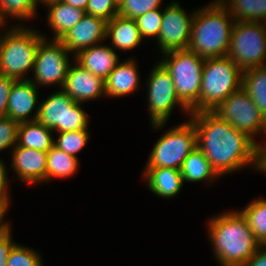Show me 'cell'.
<instances>
[{"label": "cell", "instance_id": "6da1fadb", "mask_svg": "<svg viewBox=\"0 0 266 266\" xmlns=\"http://www.w3.org/2000/svg\"><path fill=\"white\" fill-rule=\"evenodd\" d=\"M189 116L197 131V147L219 177L247 165L254 167L256 141L246 133L221 120L212 111Z\"/></svg>", "mask_w": 266, "mask_h": 266}, {"label": "cell", "instance_id": "7a4b0ae2", "mask_svg": "<svg viewBox=\"0 0 266 266\" xmlns=\"http://www.w3.org/2000/svg\"><path fill=\"white\" fill-rule=\"evenodd\" d=\"M208 228L221 266H243L261 245L240 211L218 214L209 220Z\"/></svg>", "mask_w": 266, "mask_h": 266}, {"label": "cell", "instance_id": "3957f363", "mask_svg": "<svg viewBox=\"0 0 266 266\" xmlns=\"http://www.w3.org/2000/svg\"><path fill=\"white\" fill-rule=\"evenodd\" d=\"M198 10L192 20L187 49L203 58L227 56L234 19L219 0Z\"/></svg>", "mask_w": 266, "mask_h": 266}, {"label": "cell", "instance_id": "277c9868", "mask_svg": "<svg viewBox=\"0 0 266 266\" xmlns=\"http://www.w3.org/2000/svg\"><path fill=\"white\" fill-rule=\"evenodd\" d=\"M163 58L159 63L171 75L180 101L191 113L200 112V87L205 58L188 49L164 52Z\"/></svg>", "mask_w": 266, "mask_h": 266}, {"label": "cell", "instance_id": "5b68a950", "mask_svg": "<svg viewBox=\"0 0 266 266\" xmlns=\"http://www.w3.org/2000/svg\"><path fill=\"white\" fill-rule=\"evenodd\" d=\"M40 32L16 25L0 36V75L16 80L29 79L27 71L34 69Z\"/></svg>", "mask_w": 266, "mask_h": 266}, {"label": "cell", "instance_id": "8992f818", "mask_svg": "<svg viewBox=\"0 0 266 266\" xmlns=\"http://www.w3.org/2000/svg\"><path fill=\"white\" fill-rule=\"evenodd\" d=\"M242 85V70L228 56L205 58L200 87V112L212 111Z\"/></svg>", "mask_w": 266, "mask_h": 266}, {"label": "cell", "instance_id": "52a82bcc", "mask_svg": "<svg viewBox=\"0 0 266 266\" xmlns=\"http://www.w3.org/2000/svg\"><path fill=\"white\" fill-rule=\"evenodd\" d=\"M197 146V131L195 125L189 119L161 135L154 144L146 168H174L180 170L185 158Z\"/></svg>", "mask_w": 266, "mask_h": 266}, {"label": "cell", "instance_id": "ba28073f", "mask_svg": "<svg viewBox=\"0 0 266 266\" xmlns=\"http://www.w3.org/2000/svg\"><path fill=\"white\" fill-rule=\"evenodd\" d=\"M266 23L235 22L227 56L242 70L266 65Z\"/></svg>", "mask_w": 266, "mask_h": 266}, {"label": "cell", "instance_id": "9c48e42d", "mask_svg": "<svg viewBox=\"0 0 266 266\" xmlns=\"http://www.w3.org/2000/svg\"><path fill=\"white\" fill-rule=\"evenodd\" d=\"M63 90L53 93L39 104L37 121L57 133L88 129V115Z\"/></svg>", "mask_w": 266, "mask_h": 266}, {"label": "cell", "instance_id": "30bf717a", "mask_svg": "<svg viewBox=\"0 0 266 266\" xmlns=\"http://www.w3.org/2000/svg\"><path fill=\"white\" fill-rule=\"evenodd\" d=\"M212 112L234 128L254 137L266 132V119L251 97L240 88L230 94Z\"/></svg>", "mask_w": 266, "mask_h": 266}, {"label": "cell", "instance_id": "8fae6325", "mask_svg": "<svg viewBox=\"0 0 266 266\" xmlns=\"http://www.w3.org/2000/svg\"><path fill=\"white\" fill-rule=\"evenodd\" d=\"M148 84V103L150 119L154 129L164 127L173 108L178 105L189 115L191 111L178 98L171 75L158 62L153 67Z\"/></svg>", "mask_w": 266, "mask_h": 266}, {"label": "cell", "instance_id": "7c38bea8", "mask_svg": "<svg viewBox=\"0 0 266 266\" xmlns=\"http://www.w3.org/2000/svg\"><path fill=\"white\" fill-rule=\"evenodd\" d=\"M43 38L38 45L33 69V80L36 86H49L58 84L62 89L65 83L69 63L68 49L60 40H52L50 43Z\"/></svg>", "mask_w": 266, "mask_h": 266}, {"label": "cell", "instance_id": "4fadbf2b", "mask_svg": "<svg viewBox=\"0 0 266 266\" xmlns=\"http://www.w3.org/2000/svg\"><path fill=\"white\" fill-rule=\"evenodd\" d=\"M194 14L195 12H192L188 15L176 1L165 7L157 39L162 53L188 48Z\"/></svg>", "mask_w": 266, "mask_h": 266}, {"label": "cell", "instance_id": "5bb4252c", "mask_svg": "<svg viewBox=\"0 0 266 266\" xmlns=\"http://www.w3.org/2000/svg\"><path fill=\"white\" fill-rule=\"evenodd\" d=\"M107 22L99 17L85 14L60 41L70 53L77 55L80 51L100 44L106 39ZM100 42V43H99Z\"/></svg>", "mask_w": 266, "mask_h": 266}, {"label": "cell", "instance_id": "9a60e30c", "mask_svg": "<svg viewBox=\"0 0 266 266\" xmlns=\"http://www.w3.org/2000/svg\"><path fill=\"white\" fill-rule=\"evenodd\" d=\"M62 90L75 102L83 103L105 95V80L76 62L70 65Z\"/></svg>", "mask_w": 266, "mask_h": 266}, {"label": "cell", "instance_id": "2e32d148", "mask_svg": "<svg viewBox=\"0 0 266 266\" xmlns=\"http://www.w3.org/2000/svg\"><path fill=\"white\" fill-rule=\"evenodd\" d=\"M37 89L30 79L15 80L7 101V116L19 123L36 121L39 113ZM36 106V112L30 117Z\"/></svg>", "mask_w": 266, "mask_h": 266}, {"label": "cell", "instance_id": "e0dca14e", "mask_svg": "<svg viewBox=\"0 0 266 266\" xmlns=\"http://www.w3.org/2000/svg\"><path fill=\"white\" fill-rule=\"evenodd\" d=\"M11 163L17 177L23 182L37 184L47 181V152L16 144Z\"/></svg>", "mask_w": 266, "mask_h": 266}, {"label": "cell", "instance_id": "ac0fdd59", "mask_svg": "<svg viewBox=\"0 0 266 266\" xmlns=\"http://www.w3.org/2000/svg\"><path fill=\"white\" fill-rule=\"evenodd\" d=\"M115 50L111 46L97 44L74 55V60L92 74L105 80L119 62Z\"/></svg>", "mask_w": 266, "mask_h": 266}, {"label": "cell", "instance_id": "d6986e66", "mask_svg": "<svg viewBox=\"0 0 266 266\" xmlns=\"http://www.w3.org/2000/svg\"><path fill=\"white\" fill-rule=\"evenodd\" d=\"M135 60L118 62L105 79V95L122 97L132 94L139 88V73Z\"/></svg>", "mask_w": 266, "mask_h": 266}, {"label": "cell", "instance_id": "ffe728a7", "mask_svg": "<svg viewBox=\"0 0 266 266\" xmlns=\"http://www.w3.org/2000/svg\"><path fill=\"white\" fill-rule=\"evenodd\" d=\"M143 176L147 187L163 198L177 196L184 184L180 170L174 168H145Z\"/></svg>", "mask_w": 266, "mask_h": 266}, {"label": "cell", "instance_id": "44dd1931", "mask_svg": "<svg viewBox=\"0 0 266 266\" xmlns=\"http://www.w3.org/2000/svg\"><path fill=\"white\" fill-rule=\"evenodd\" d=\"M111 39L116 49L128 51L134 49L142 42V38L135 19L120 15L114 16L106 26V38Z\"/></svg>", "mask_w": 266, "mask_h": 266}, {"label": "cell", "instance_id": "7402d4cb", "mask_svg": "<svg viewBox=\"0 0 266 266\" xmlns=\"http://www.w3.org/2000/svg\"><path fill=\"white\" fill-rule=\"evenodd\" d=\"M46 6H48V25L54 31L52 40H60L86 14L81 8L73 7L63 1Z\"/></svg>", "mask_w": 266, "mask_h": 266}, {"label": "cell", "instance_id": "603a6c76", "mask_svg": "<svg viewBox=\"0 0 266 266\" xmlns=\"http://www.w3.org/2000/svg\"><path fill=\"white\" fill-rule=\"evenodd\" d=\"M53 131L36 121L20 122L17 145L48 152L54 146Z\"/></svg>", "mask_w": 266, "mask_h": 266}, {"label": "cell", "instance_id": "cb8c5ba5", "mask_svg": "<svg viewBox=\"0 0 266 266\" xmlns=\"http://www.w3.org/2000/svg\"><path fill=\"white\" fill-rule=\"evenodd\" d=\"M183 182L214 181L219 176L212 169L209 160L204 153L196 147L185 158L180 169Z\"/></svg>", "mask_w": 266, "mask_h": 266}, {"label": "cell", "instance_id": "d4e9b609", "mask_svg": "<svg viewBox=\"0 0 266 266\" xmlns=\"http://www.w3.org/2000/svg\"><path fill=\"white\" fill-rule=\"evenodd\" d=\"M241 88L251 97L266 119V66L242 71Z\"/></svg>", "mask_w": 266, "mask_h": 266}, {"label": "cell", "instance_id": "484cf974", "mask_svg": "<svg viewBox=\"0 0 266 266\" xmlns=\"http://www.w3.org/2000/svg\"><path fill=\"white\" fill-rule=\"evenodd\" d=\"M235 22H266V0H219Z\"/></svg>", "mask_w": 266, "mask_h": 266}, {"label": "cell", "instance_id": "4316f807", "mask_svg": "<svg viewBox=\"0 0 266 266\" xmlns=\"http://www.w3.org/2000/svg\"><path fill=\"white\" fill-rule=\"evenodd\" d=\"M78 158L53 146L47 152V182L56 178H68L78 170Z\"/></svg>", "mask_w": 266, "mask_h": 266}, {"label": "cell", "instance_id": "83f0119b", "mask_svg": "<svg viewBox=\"0 0 266 266\" xmlns=\"http://www.w3.org/2000/svg\"><path fill=\"white\" fill-rule=\"evenodd\" d=\"M247 219L256 240L266 245V200L256 199L240 211Z\"/></svg>", "mask_w": 266, "mask_h": 266}, {"label": "cell", "instance_id": "f1b7e54d", "mask_svg": "<svg viewBox=\"0 0 266 266\" xmlns=\"http://www.w3.org/2000/svg\"><path fill=\"white\" fill-rule=\"evenodd\" d=\"M37 4V0H0V16L5 23L9 16L19 21L28 20L35 15Z\"/></svg>", "mask_w": 266, "mask_h": 266}, {"label": "cell", "instance_id": "f546056e", "mask_svg": "<svg viewBox=\"0 0 266 266\" xmlns=\"http://www.w3.org/2000/svg\"><path fill=\"white\" fill-rule=\"evenodd\" d=\"M89 136L88 129L58 133L57 140H54V146L66 154L77 157L76 154L85 147Z\"/></svg>", "mask_w": 266, "mask_h": 266}, {"label": "cell", "instance_id": "4dcf8cb0", "mask_svg": "<svg viewBox=\"0 0 266 266\" xmlns=\"http://www.w3.org/2000/svg\"><path fill=\"white\" fill-rule=\"evenodd\" d=\"M162 0H123L118 4V15L136 19L153 9H159Z\"/></svg>", "mask_w": 266, "mask_h": 266}, {"label": "cell", "instance_id": "1f68e13d", "mask_svg": "<svg viewBox=\"0 0 266 266\" xmlns=\"http://www.w3.org/2000/svg\"><path fill=\"white\" fill-rule=\"evenodd\" d=\"M162 16V11L153 9L135 19L142 39L145 37H155L156 40L158 39Z\"/></svg>", "mask_w": 266, "mask_h": 266}, {"label": "cell", "instance_id": "d6a6232c", "mask_svg": "<svg viewBox=\"0 0 266 266\" xmlns=\"http://www.w3.org/2000/svg\"><path fill=\"white\" fill-rule=\"evenodd\" d=\"M40 255L34 249L18 245L12 247L7 259V266H43Z\"/></svg>", "mask_w": 266, "mask_h": 266}, {"label": "cell", "instance_id": "836d02e7", "mask_svg": "<svg viewBox=\"0 0 266 266\" xmlns=\"http://www.w3.org/2000/svg\"><path fill=\"white\" fill-rule=\"evenodd\" d=\"M85 12L109 22L118 15V3L115 0H89Z\"/></svg>", "mask_w": 266, "mask_h": 266}, {"label": "cell", "instance_id": "e575fe53", "mask_svg": "<svg viewBox=\"0 0 266 266\" xmlns=\"http://www.w3.org/2000/svg\"><path fill=\"white\" fill-rule=\"evenodd\" d=\"M19 122L9 118L8 116L0 118V151L12 147L17 144ZM14 146V147H13Z\"/></svg>", "mask_w": 266, "mask_h": 266}, {"label": "cell", "instance_id": "d590c367", "mask_svg": "<svg viewBox=\"0 0 266 266\" xmlns=\"http://www.w3.org/2000/svg\"><path fill=\"white\" fill-rule=\"evenodd\" d=\"M11 226L8 224L0 231V266H7L10 250L16 244L12 241Z\"/></svg>", "mask_w": 266, "mask_h": 266}, {"label": "cell", "instance_id": "8d00e7d4", "mask_svg": "<svg viewBox=\"0 0 266 266\" xmlns=\"http://www.w3.org/2000/svg\"><path fill=\"white\" fill-rule=\"evenodd\" d=\"M16 79L0 75V118L7 116V101Z\"/></svg>", "mask_w": 266, "mask_h": 266}, {"label": "cell", "instance_id": "74e56055", "mask_svg": "<svg viewBox=\"0 0 266 266\" xmlns=\"http://www.w3.org/2000/svg\"><path fill=\"white\" fill-rule=\"evenodd\" d=\"M6 164L0 159V205L3 206L6 210L10 205V197L8 193V174L6 171Z\"/></svg>", "mask_w": 266, "mask_h": 266}, {"label": "cell", "instance_id": "f35d334b", "mask_svg": "<svg viewBox=\"0 0 266 266\" xmlns=\"http://www.w3.org/2000/svg\"><path fill=\"white\" fill-rule=\"evenodd\" d=\"M254 169L260 172H266V144H255V164Z\"/></svg>", "mask_w": 266, "mask_h": 266}, {"label": "cell", "instance_id": "ab89813d", "mask_svg": "<svg viewBox=\"0 0 266 266\" xmlns=\"http://www.w3.org/2000/svg\"><path fill=\"white\" fill-rule=\"evenodd\" d=\"M243 266H266V245H260Z\"/></svg>", "mask_w": 266, "mask_h": 266}, {"label": "cell", "instance_id": "60d3db41", "mask_svg": "<svg viewBox=\"0 0 266 266\" xmlns=\"http://www.w3.org/2000/svg\"><path fill=\"white\" fill-rule=\"evenodd\" d=\"M62 1L73 7L81 8L82 10L86 11L87 3L89 0H62Z\"/></svg>", "mask_w": 266, "mask_h": 266}, {"label": "cell", "instance_id": "b9f144b4", "mask_svg": "<svg viewBox=\"0 0 266 266\" xmlns=\"http://www.w3.org/2000/svg\"><path fill=\"white\" fill-rule=\"evenodd\" d=\"M6 211L8 210L0 205V231L9 224L8 222H4V215H6Z\"/></svg>", "mask_w": 266, "mask_h": 266}, {"label": "cell", "instance_id": "7bdbcfd3", "mask_svg": "<svg viewBox=\"0 0 266 266\" xmlns=\"http://www.w3.org/2000/svg\"><path fill=\"white\" fill-rule=\"evenodd\" d=\"M58 1H62V0H37V2H39V3L41 2L44 5H48L50 3L58 2Z\"/></svg>", "mask_w": 266, "mask_h": 266}, {"label": "cell", "instance_id": "ee69618b", "mask_svg": "<svg viewBox=\"0 0 266 266\" xmlns=\"http://www.w3.org/2000/svg\"><path fill=\"white\" fill-rule=\"evenodd\" d=\"M4 24H6V23L2 20V18L0 16V27L2 28V26H4Z\"/></svg>", "mask_w": 266, "mask_h": 266}, {"label": "cell", "instance_id": "f6af8a7d", "mask_svg": "<svg viewBox=\"0 0 266 266\" xmlns=\"http://www.w3.org/2000/svg\"><path fill=\"white\" fill-rule=\"evenodd\" d=\"M118 4L120 3V2H122L123 0H115Z\"/></svg>", "mask_w": 266, "mask_h": 266}]
</instances>
